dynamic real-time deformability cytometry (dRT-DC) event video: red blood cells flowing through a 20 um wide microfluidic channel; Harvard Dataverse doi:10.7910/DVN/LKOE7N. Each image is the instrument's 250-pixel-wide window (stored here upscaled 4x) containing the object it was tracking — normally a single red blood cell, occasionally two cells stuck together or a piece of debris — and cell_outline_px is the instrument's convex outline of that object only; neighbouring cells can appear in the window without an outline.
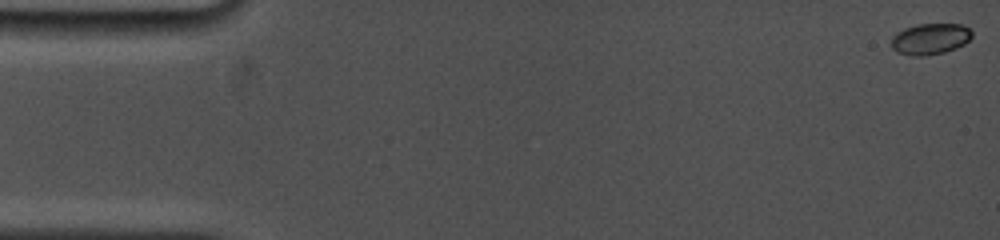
{"species": "common noctule bat (a hibernating species)", "species_latin": "Nyctalus noctula", "temperature_condition": "cold", "stored_images_in_passage": 5, "camera_frame_rate_fps": 5000, "um_per_image_px": 0.085, "animal": {"sex": "female", "body_mass_g": 19.0, "forearm_length_mm": 53.3}, "frame": {"image": 1, "passage_image": 1, "time_ms": 0.0, "image_size_px": [1000, 240], "cell_outline_px": [[972, 36], [964, 44], [956, 48], [944, 52], [924, 56], [912, 56], [896, 52], [892, 48], [892, 36], [896, 32], [904, 28], [916, 24], [960, 24], [968, 28], [972, 32]], "centroid_in_image_um": [79.04, 3.31], "position_along_channel_um": 6.0, "area_um2": 14.68}}